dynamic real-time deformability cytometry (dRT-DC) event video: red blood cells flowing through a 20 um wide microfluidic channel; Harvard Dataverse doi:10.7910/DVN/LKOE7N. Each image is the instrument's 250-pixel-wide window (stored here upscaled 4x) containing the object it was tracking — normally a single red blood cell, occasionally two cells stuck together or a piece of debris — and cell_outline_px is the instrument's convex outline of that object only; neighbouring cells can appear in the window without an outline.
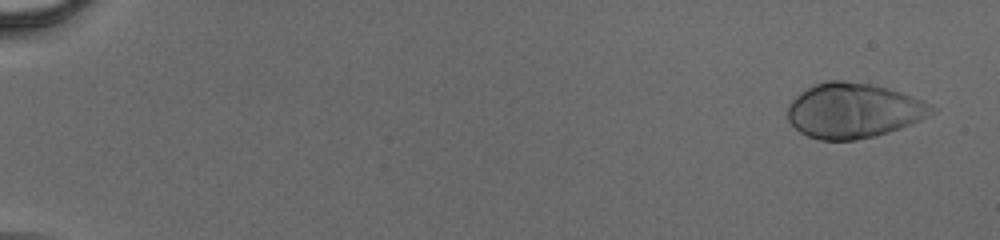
{"species": "human", "species_latin": "Homo sapiens", "temperature_condition": "cold", "stored_images_in_passage": 56, "camera_frame_rate_fps": 3000, "um_per_image_px": 0.085, "donor": {"sex": "male"}, "frame": {"image": 1, "passage_image": 3, "time_ms": 0.667, "image_size_px": [1000, 240], "cell_outline_px": [[936, 112], [920, 120], [900, 128], [876, 136], [856, 140], [820, 140], [808, 136], [800, 132], [788, 120], [788, 104], [800, 92], [816, 84], [828, 80], [844, 80], [872, 84], [900, 92], [920, 100], [936, 108]], "centroid_in_image_um": [72.53, 9.4], "position_along_channel_um": 12.5, "area_um2": 45.89}}
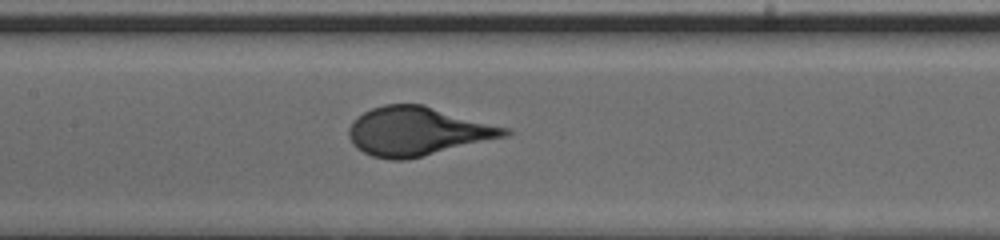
{"frame": {"image": 2, "passage_image": 30, "time_ms": 9.667, "image_size_px": [1000, 240], "cell_outline_px": [[512, 132], [508, 136], [404, 160], [392, 160], [372, 156], [356, 148], [352, 144], [348, 136], [348, 128], [352, 120], [364, 112], [372, 108], [384, 104], [424, 104], [512, 128]], "centroid_in_image_um": [35.51, 11.14], "position_along_channel_um": 171.9, "area_um2": 44.62}}
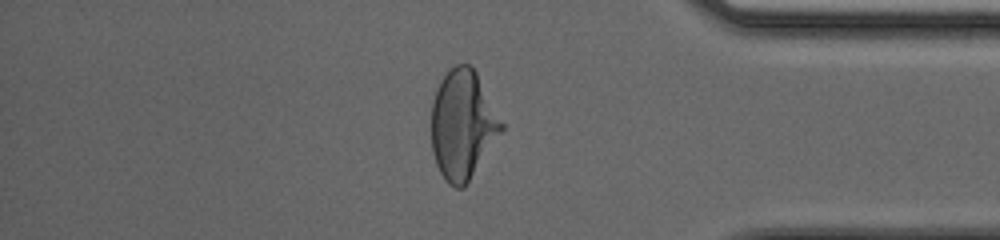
{"frame": {"image": 3, "passage_image": 49, "time_ms": 16.0, "image_size_px": [1000, 240], "cell_outline_px": [[504, 128], [464, 188], [456, 188], [448, 184], [440, 172], [436, 164], [432, 152], [432, 100], [436, 88], [440, 80], [456, 64], [472, 64], [504, 124]], "centroid_in_image_um": [39.32, 10.6], "position_along_channel_um": 395.9, "area_um2": 44.39}}